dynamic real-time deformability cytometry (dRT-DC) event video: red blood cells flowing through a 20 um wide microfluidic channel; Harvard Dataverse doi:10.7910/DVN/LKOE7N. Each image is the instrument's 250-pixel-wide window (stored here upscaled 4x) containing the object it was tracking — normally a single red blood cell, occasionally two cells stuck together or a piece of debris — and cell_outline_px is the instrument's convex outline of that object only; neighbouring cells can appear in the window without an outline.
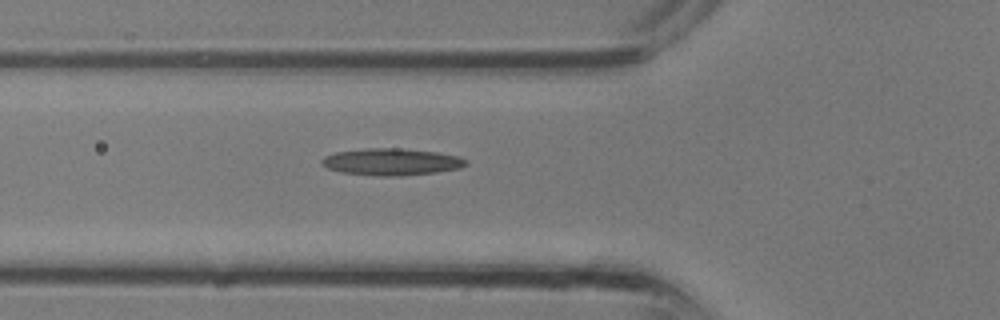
{"species": "common noctule bat (a hibernating species)", "species_latin": "Nyctalus noctula", "temperature_condition": "room temperature", "stored_images_in_passage": 4, "camera_frame_rate_fps": 3000, "um_per_image_px": 0.085, "animal": {"sex": "male", "body_mass_g": 13.3}, "frame": {"image": 1, "passage_image": 4, "time_ms": 1.0, "image_size_px": [1000, 320], "cell_outline_px": [[468, 164], [460, 168], [436, 172], [400, 176], [376, 176], [340, 172], [328, 168], [320, 164], [320, 160], [324, 156], [336, 152], [364, 148], [400, 148], [436, 152], [460, 156], [468, 160]], "centroid_in_image_um": [33.27, 13.75], "position_along_channel_um": 92.5, "area_um2": 22.83}}